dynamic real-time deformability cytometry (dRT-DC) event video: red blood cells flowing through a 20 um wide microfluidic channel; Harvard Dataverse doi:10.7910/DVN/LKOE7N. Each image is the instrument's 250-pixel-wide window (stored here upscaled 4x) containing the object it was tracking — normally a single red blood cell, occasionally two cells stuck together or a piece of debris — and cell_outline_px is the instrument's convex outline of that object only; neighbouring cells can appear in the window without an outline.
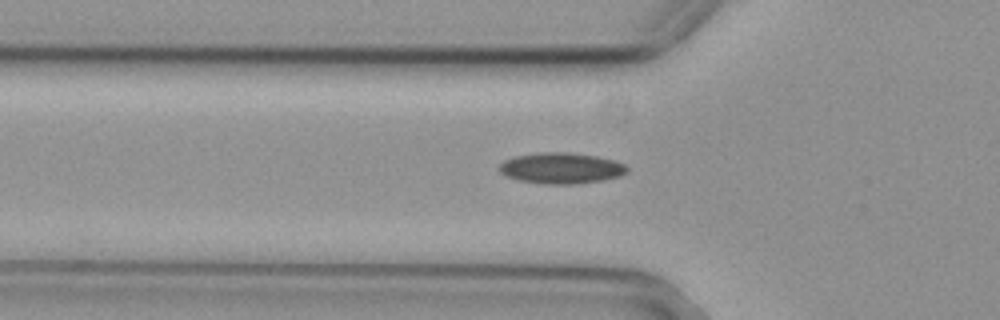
{"species": "common noctule bat (a hibernating species)", "species_latin": "Nyctalus noctula", "temperature_condition": "cold", "stored_images_in_passage": 47, "segment_of_instrument_passage": [1, 2], "camera_frame_rate_fps": 3000, "um_per_image_px": 0.085, "animal": {"sex": "female", "body_mass_g": 29.2, "forearm_length_mm": 56.3}, "frame": {"image": 1, "passage_image": 10, "time_ms": 3.0, "image_size_px": [1000, 320], "cell_outline_px": [[628, 172], [620, 176], [604, 180], [576, 184], [544, 184], [516, 180], [504, 176], [500, 172], [500, 164], [504, 160], [516, 156], [540, 152], [568, 152], [596, 156], [612, 160], [624, 164], [628, 168]], "centroid_in_image_um": [47.69, 14.3], "position_along_channel_um": 78.1, "area_um2": 23.18}}
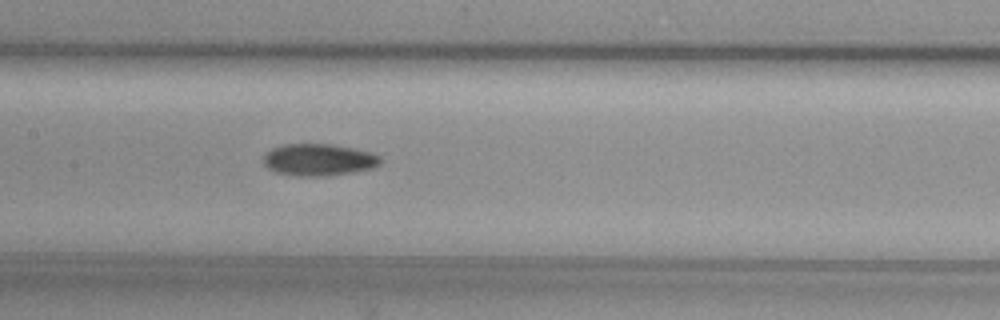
{"frame": {"image": 2, "passage_image": 18, "time_ms": 5.667, "image_size_px": [1000, 320], "cell_outline_px": [[384, 160], [380, 164], [372, 168], [352, 172], [328, 176], [296, 176], [276, 172], [268, 168], [264, 164], [264, 156], [272, 148], [284, 144], [332, 144], [372, 152], [380, 156]], "centroid_in_image_um": [27.12, 13.58], "position_along_channel_um": 180.3, "area_um2": 21.85}}
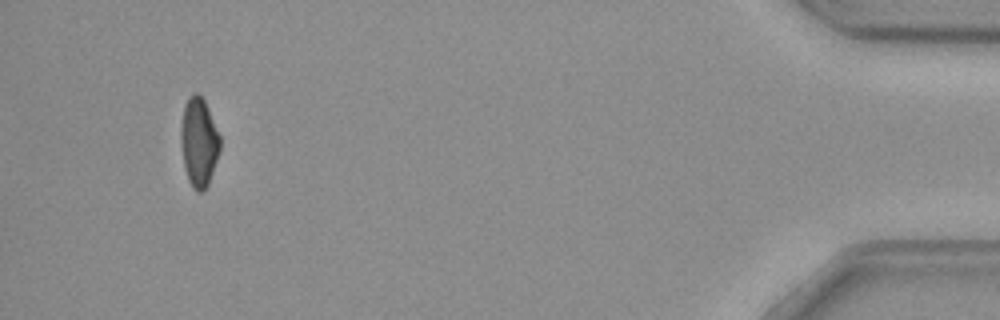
{"frame": {"image": 3, "passage_image": 43, "time_ms": 14.0, "image_size_px": [1000, 320], "cell_outline_px": [[220, 152], [208, 184], [204, 192], [196, 192], [192, 188], [188, 180], [184, 168], [180, 140], [180, 128], [184, 104], [188, 96], [192, 92], [196, 92], [204, 100], [208, 108], [220, 136]], "centroid_in_image_um": [16.89, 12.09], "position_along_channel_um": 418.3, "area_um2": 20.63}}